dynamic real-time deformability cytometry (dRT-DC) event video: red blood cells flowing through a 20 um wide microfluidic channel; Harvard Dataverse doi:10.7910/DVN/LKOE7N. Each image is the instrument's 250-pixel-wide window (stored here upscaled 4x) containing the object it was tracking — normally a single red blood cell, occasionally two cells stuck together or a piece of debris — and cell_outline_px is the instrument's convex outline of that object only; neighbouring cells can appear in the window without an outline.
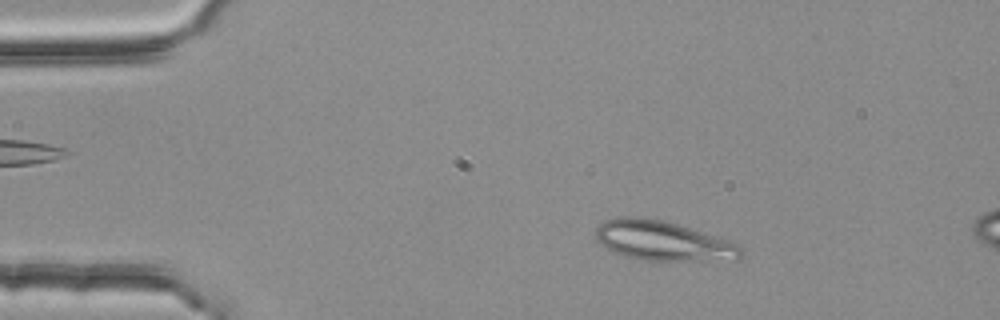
{"species": "common noctule bat (a hibernating species)", "species_latin": "Nyctalus noctula", "temperature_condition": "room temperature", "stored_images_in_passage": 3, "camera_frame_rate_fps": 3000, "um_per_image_px": 0.085, "animal": {"sex": "female", "body_mass_g": 25.1}, "frame": {"image": 1, "passage_image": 2, "time_ms": 0.333, "image_size_px": [1000, 320], "cell_outline_px": [[744, 252], [740, 260], [640, 260], [624, 256], [608, 248], [596, 240], [596, 228], [604, 220], [624, 216], [632, 216], [664, 220], [736, 244]], "centroid_in_image_um": [56.31, 20.48], "position_along_channel_um": 28.7, "area_um2": 33.0}}